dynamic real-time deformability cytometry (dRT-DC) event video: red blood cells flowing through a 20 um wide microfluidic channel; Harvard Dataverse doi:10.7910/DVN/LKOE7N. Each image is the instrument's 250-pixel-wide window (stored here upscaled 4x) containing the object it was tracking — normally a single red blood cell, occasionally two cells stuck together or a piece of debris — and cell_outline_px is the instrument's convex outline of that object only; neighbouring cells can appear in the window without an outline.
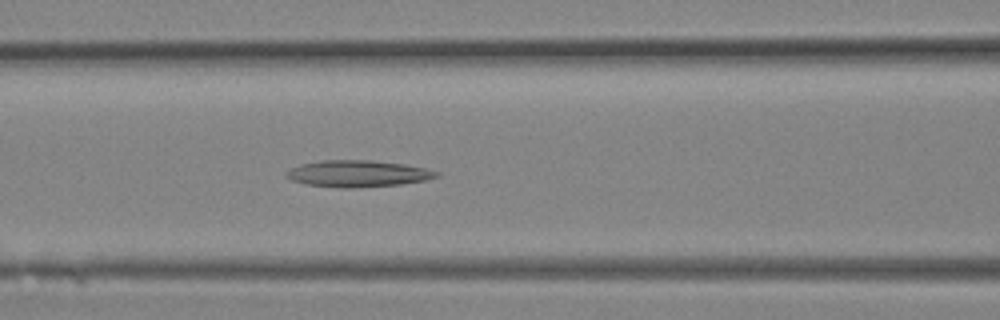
{"species": "Egyptian fruit bat (a non-hibernating species)", "species_latin": "Rousettus aegyptiacus", "temperature_condition": "room temperature", "stored_images_in_passage": 11, "camera_frame_rate_fps": 3000, "um_per_image_px": 0.085, "animal": {"sex": "female"}, "frame": {"image": 1, "passage_image": 11, "time_ms": 3.333, "image_size_px": [1000, 320], "cell_outline_px": [[440, 176], [424, 180], [400, 184], [352, 188], [340, 188], [304, 184], [292, 180], [284, 176], [284, 172], [300, 164], [320, 160], [372, 160], [404, 164], [424, 168], [440, 172]], "centroid_in_image_um": [30.37, 14.75], "position_along_channel_um": 136.2, "area_um2": 23.35}}